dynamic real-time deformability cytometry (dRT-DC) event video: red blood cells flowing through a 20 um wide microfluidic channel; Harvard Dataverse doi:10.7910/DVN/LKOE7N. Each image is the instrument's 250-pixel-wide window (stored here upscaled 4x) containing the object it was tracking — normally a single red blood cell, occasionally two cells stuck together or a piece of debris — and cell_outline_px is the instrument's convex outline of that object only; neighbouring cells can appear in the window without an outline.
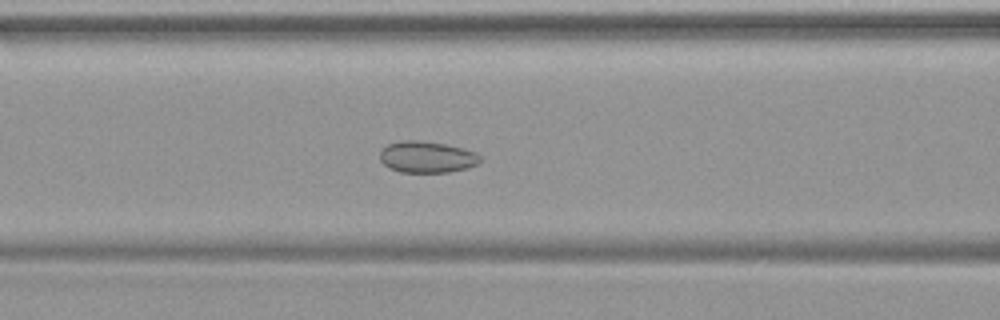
{"species": "common noctule bat (a hibernating species)", "species_latin": "Nyctalus noctula", "temperature_condition": "warm", "stored_images_in_passage": 50, "segment_of_instrument_passage": [1, 2], "camera_frame_rate_fps": 3000, "um_per_image_px": 0.085, "animal": {"sex": "female", "body_mass_g": 19.9}, "frame": {"image": 1, "passage_image": 21, "time_ms": 6.667, "image_size_px": [1000, 320], "cell_outline_px": [[484, 160], [468, 168], [448, 172], [400, 172], [388, 168], [380, 160], [380, 148], [388, 144], [400, 140], [420, 140], [444, 144], [464, 148], [476, 152]], "centroid_in_image_um": [36.28, 13.34], "position_along_channel_um": 130.3, "area_um2": 18.67}}
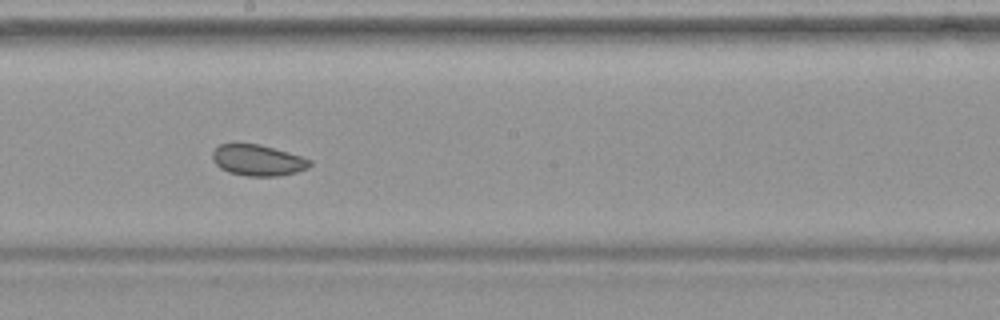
{"frame": {"image": 2, "passage_image": 28, "time_ms": 9.0, "image_size_px": [1000, 320], "cell_outline_px": [[312, 164], [308, 168], [296, 172], [280, 176], [248, 176], [228, 172], [220, 168], [212, 160], [212, 152], [220, 144], [260, 144], [288, 152], [312, 160]], "centroid_in_image_um": [21.92, 13.63], "position_along_channel_um": 226.3, "area_um2": 17.63}}
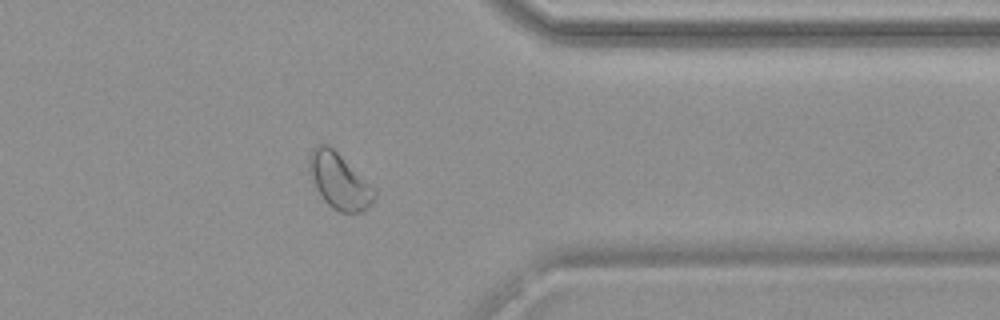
{"frame": {"image": 3, "passage_image": 40, "time_ms": 13.0, "image_size_px": [1000, 320], "cell_outline_px": [[376, 196], [368, 208], [360, 212], [340, 212], [332, 208], [324, 200], [316, 188], [308, 172], [308, 156], [312, 148], [316, 144], [328, 144], [376, 192]], "centroid_in_image_um": [28.76, 15.39], "position_along_channel_um": 382.6, "area_um2": 20.63}}